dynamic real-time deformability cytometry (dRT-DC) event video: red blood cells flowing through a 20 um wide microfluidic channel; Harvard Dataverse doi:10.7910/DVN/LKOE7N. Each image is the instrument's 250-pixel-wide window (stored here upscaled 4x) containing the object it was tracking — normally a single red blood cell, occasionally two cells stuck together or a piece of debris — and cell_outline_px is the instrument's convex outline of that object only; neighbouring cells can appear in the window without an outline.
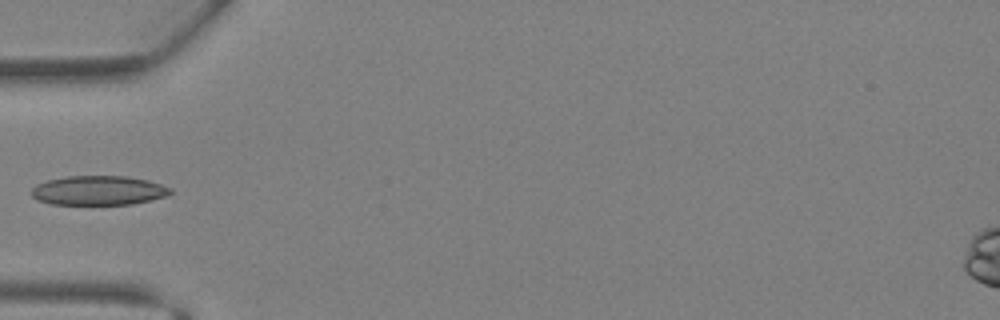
{"species": "Egyptian fruit bat (a non-hibernating species)", "species_latin": "Rousettus aegyptiacus", "temperature_condition": "warm", "stored_images_in_passage": 4, "camera_frame_rate_fps": 3000, "um_per_image_px": 0.085, "animal": {"sex": "female"}, "frame": {"image": 1, "passage_image": 4, "time_ms": 1.0, "image_size_px": [1000, 320], "cell_outline_px": [[172, 192], [168, 196], [132, 204], [52, 204], [40, 200], [32, 196], [32, 188], [36, 184], [48, 180], [68, 176], [128, 176], [148, 180], [172, 188]], "centroid_in_image_um": [8.41, 16.18], "position_along_channel_um": 76.6, "area_um2": 23.7}}